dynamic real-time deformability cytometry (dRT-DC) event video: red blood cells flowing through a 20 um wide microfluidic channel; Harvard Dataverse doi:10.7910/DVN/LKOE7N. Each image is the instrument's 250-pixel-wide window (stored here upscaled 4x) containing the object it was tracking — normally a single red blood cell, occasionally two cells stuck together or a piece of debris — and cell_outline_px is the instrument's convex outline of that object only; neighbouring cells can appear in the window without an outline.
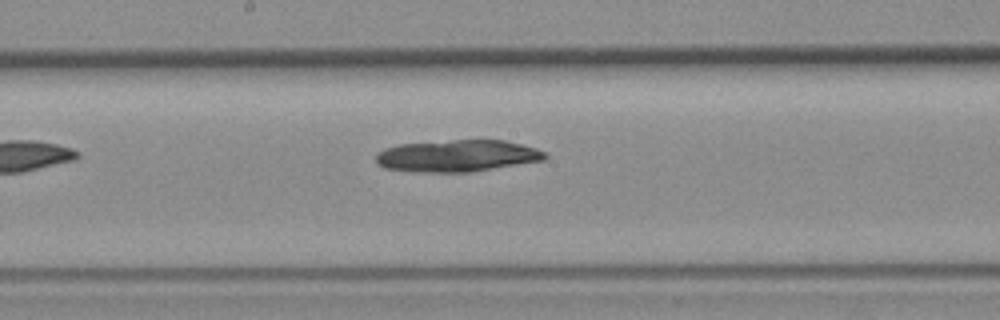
{"species": "common noctule bat (a hibernating species)", "species_latin": "Nyctalus noctula", "temperature_condition": "room temperature", "stored_images_in_passage": 7, "camera_frame_rate_fps": 3000, "um_per_image_px": 0.085, "animal": {"sex": "female", "body_mass_g": 19.3, "forearm_length_mm": 54.1}, "frame": {"image": 1, "passage_image": 7, "time_ms": 2.0, "image_size_px": [1000, 320], "cell_outline_px": [[548, 156], [544, 160], [472, 172], [412, 172], [384, 168], [376, 164], [376, 156], [384, 148], [400, 144], [452, 140], [504, 140], [536, 148], [544, 152]], "centroid_in_image_um": [38.85, 13.25], "position_along_channel_um": 209.4, "area_um2": 31.44}}